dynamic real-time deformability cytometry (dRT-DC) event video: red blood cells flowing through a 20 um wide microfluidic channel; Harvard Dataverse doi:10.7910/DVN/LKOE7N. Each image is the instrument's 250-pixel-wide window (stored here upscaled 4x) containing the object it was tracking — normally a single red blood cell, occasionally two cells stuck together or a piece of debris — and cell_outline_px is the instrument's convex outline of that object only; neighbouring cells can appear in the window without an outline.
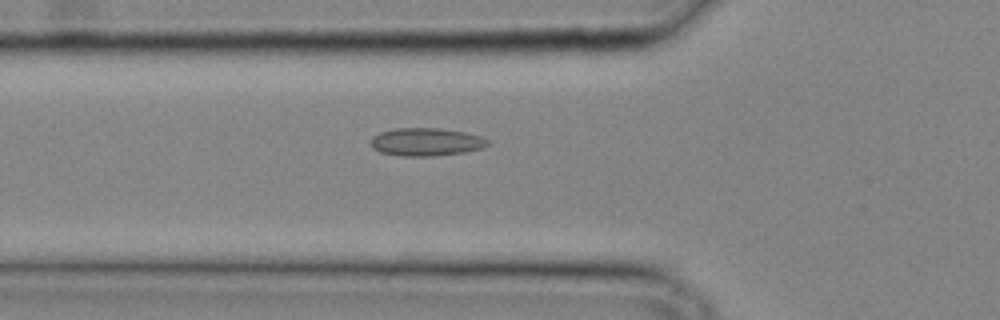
{"species": "common noctule bat (a hibernating species)", "species_latin": "Nyctalus noctula", "temperature_condition": "cold", "stored_images_in_passage": 29, "camera_frame_rate_fps": 3000, "um_per_image_px": 0.085, "animal": {"sex": "male", "body_mass_g": 20.4}, "frame": {"image": 1, "passage_image": 9, "time_ms": 2.667, "image_size_px": [1000, 320], "cell_outline_px": [[488, 144], [480, 148], [464, 152], [436, 156], [400, 156], [380, 152], [372, 148], [372, 136], [380, 132], [396, 128], [440, 128], [464, 132], [480, 136], [488, 140]], "centroid_in_image_um": [36.19, 12.06], "position_along_channel_um": 89.6, "area_um2": 18.96}}
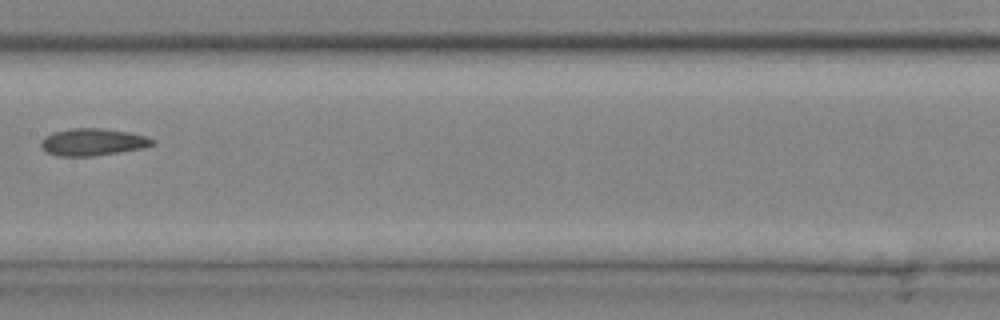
{"frame": {"image": 2, "passage_image": 15, "time_ms": 4.667, "image_size_px": [1000, 320], "cell_outline_px": [[156, 144], [148, 148], [96, 156], [56, 156], [48, 152], [40, 144], [40, 140], [44, 136], [52, 132], [72, 128], [100, 128], [128, 132], [148, 136], [156, 140]], "centroid_in_image_um": [7.95, 12.08], "position_along_channel_um": 199.4, "area_um2": 18.03}}
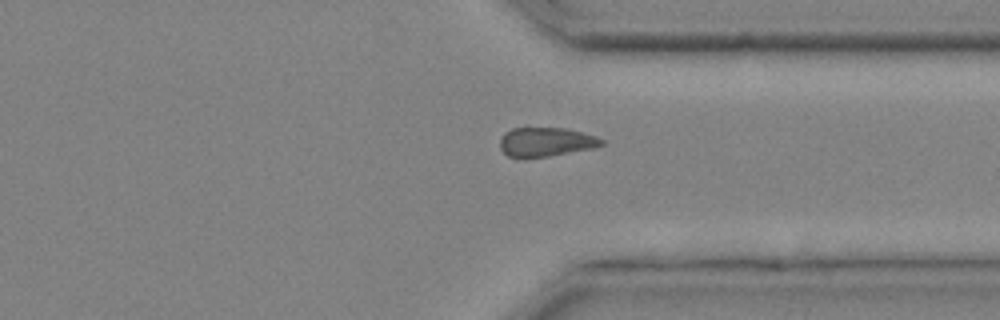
{"frame": {"image": 3, "passage_image": 24, "time_ms": 7.667, "image_size_px": [1000, 320], "cell_outline_px": [[604, 144], [592, 148], [548, 156], [508, 156], [500, 148], [500, 140], [504, 132], [512, 128], [568, 128], [584, 132], [596, 136], [604, 140]], "centroid_in_image_um": [46.43, 12.03], "position_along_channel_um": 365.0, "area_um2": 16.99}}